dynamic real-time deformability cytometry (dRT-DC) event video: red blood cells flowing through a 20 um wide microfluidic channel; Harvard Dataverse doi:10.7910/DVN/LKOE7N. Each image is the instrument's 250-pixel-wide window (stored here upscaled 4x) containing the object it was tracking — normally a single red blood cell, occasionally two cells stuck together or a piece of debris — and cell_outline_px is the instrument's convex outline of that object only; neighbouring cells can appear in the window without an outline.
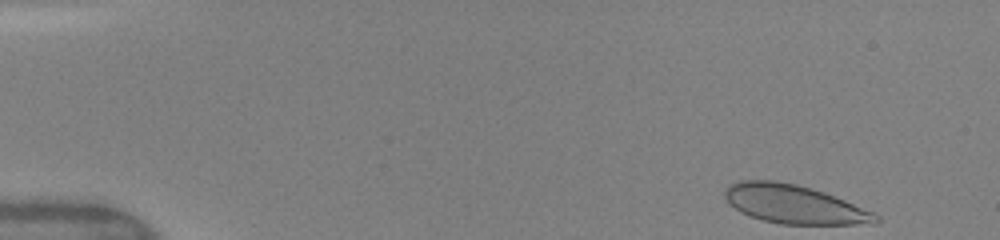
{"species": "human", "species_latin": "Homo sapiens", "temperature_condition": "warm", "stored_images_in_passage": 55, "camera_frame_rate_fps": 3000, "um_per_image_px": 0.085, "donor": {"sex": "female"}, "frame": {"image": 1, "passage_image": 1, "time_ms": 0.0, "image_size_px": [1000, 240], "cell_outline_px": [[880, 220], [876, 224], [780, 224], [764, 220], [740, 212], [728, 204], [724, 196], [724, 192], [728, 184], [740, 180], [776, 180], [796, 184], [812, 188], [824, 192], [844, 200], [872, 212], [880, 216]], "centroid_in_image_um": [67.47, 17.35], "position_along_channel_um": 17.5, "area_um2": 34.04}}
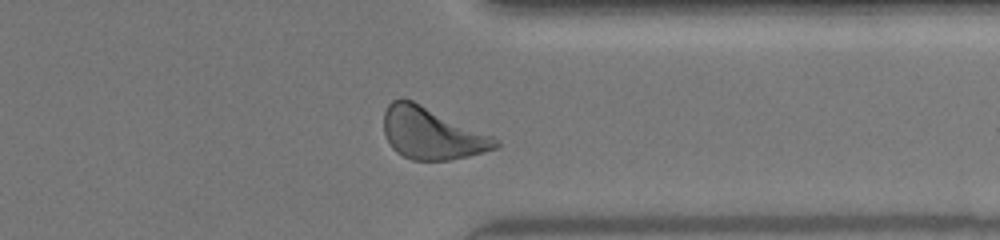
{"frame": {"image": 2, "passage_image": 37, "time_ms": 11.667, "image_size_px": [1000, 240], "cell_outline_px": [[500, 144], [496, 148], [484, 152], [468, 156], [448, 160], [412, 160], [396, 152], [392, 148], [384, 132], [384, 112], [388, 104], [392, 100], [400, 96], [412, 100], [496, 136]], "centroid_in_image_um": [36.71, 11.32], "position_along_channel_um": 374.7, "area_um2": 34.04}}
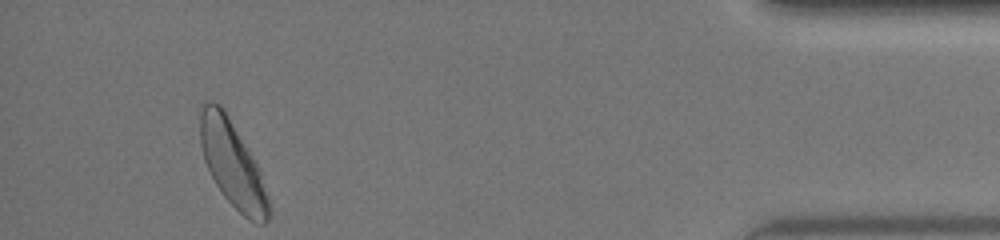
{"frame": {"image": 3, "passage_image": 49, "time_ms": 14.0, "image_size_px": [1000, 240], "cell_outline_px": [[268, 220], [264, 224], [260, 224], [248, 220], [224, 196], [216, 184], [204, 160], [200, 144], [200, 112], [204, 100], [208, 100], [220, 104], [224, 108], [256, 164], [260, 172], [268, 200]], "centroid_in_image_um": [19.72, 13.9], "position_along_channel_um": 415.5, "area_um2": 33.58}, "authors_computed_cell_mechanics": {"area_um2": 33.524, "velocity_mm_per_s": 4.0858, "shape_relaxation_time_tau1_ms": 2.4025, "shape_relaxation_time_tau2_ms": null, "deformation_change_tau1": 0.1088, "deformation_change_tau2": null}}